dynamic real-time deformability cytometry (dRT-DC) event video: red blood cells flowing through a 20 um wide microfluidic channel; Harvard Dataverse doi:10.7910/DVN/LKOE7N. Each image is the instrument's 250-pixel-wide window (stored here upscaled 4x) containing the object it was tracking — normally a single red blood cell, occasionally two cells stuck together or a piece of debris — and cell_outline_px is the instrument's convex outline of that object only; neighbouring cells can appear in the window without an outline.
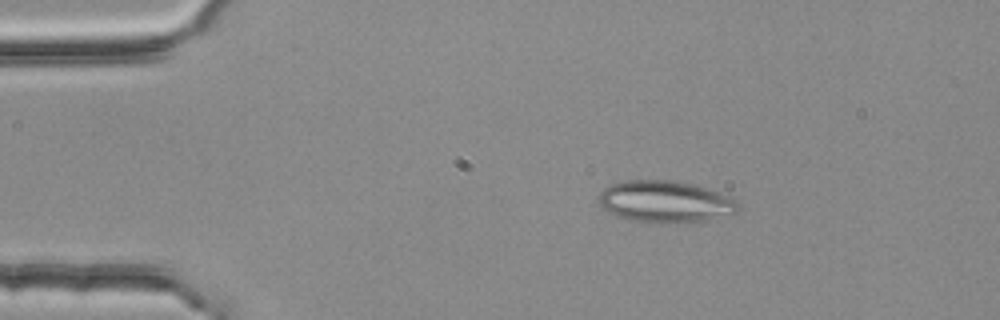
{"species": "common noctule bat (a hibernating species)", "species_latin": "Nyctalus noctula", "temperature_condition": "room temperature", "stored_images_in_passage": 3, "camera_frame_rate_fps": 3000, "um_per_image_px": 0.085, "animal": {"sex": "female", "body_mass_g": 25.1}, "frame": {"image": 1, "passage_image": 1, "time_ms": 0.0, "image_size_px": [1000, 320], "cell_outline_px": [[740, 208], [736, 212], [704, 220], [676, 224], [632, 220], [608, 212], [600, 204], [596, 196], [604, 188], [612, 184], [624, 180], [672, 180], [692, 184], [716, 192], [736, 200], [740, 204]], "centroid_in_image_um": [56.5, 17.13], "position_along_channel_um": 28.5, "area_um2": 33.64}}